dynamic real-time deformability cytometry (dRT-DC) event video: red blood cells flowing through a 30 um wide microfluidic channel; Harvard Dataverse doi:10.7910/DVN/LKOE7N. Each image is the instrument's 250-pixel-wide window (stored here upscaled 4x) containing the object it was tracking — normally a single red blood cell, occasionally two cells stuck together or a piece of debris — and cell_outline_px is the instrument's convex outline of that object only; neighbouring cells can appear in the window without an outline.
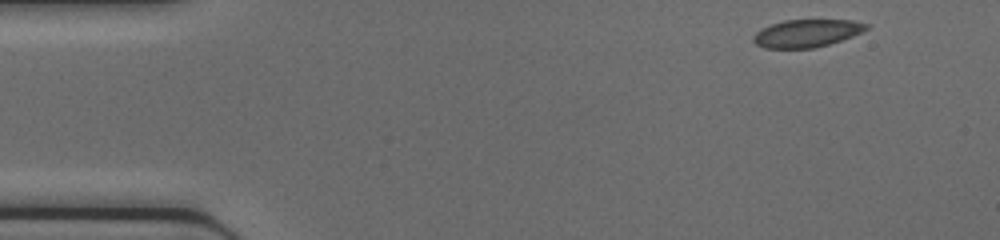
{"species": "common noctule bat (a hibernating species)", "species_latin": "Nyctalus noctula", "temperature_condition": "cold", "stored_images_in_passage": 42, "camera_frame_rate_fps": 3000, "um_per_image_px": 0.085, "animal": {"sex": "female", "body_mass_g": 17.0, "forearm_length_mm": 48.0}, "frame": {"image": 1, "passage_image": 1, "time_ms": 0.0, "image_size_px": [1000, 240], "cell_outline_px": [[868, 28], [852, 36], [828, 44], [812, 48], [764, 48], [756, 44], [752, 40], [752, 36], [760, 28], [784, 20], [852, 20], [868, 24]], "centroid_in_image_um": [68.52, 2.82], "position_along_channel_um": 16.5, "area_um2": 18.09}}
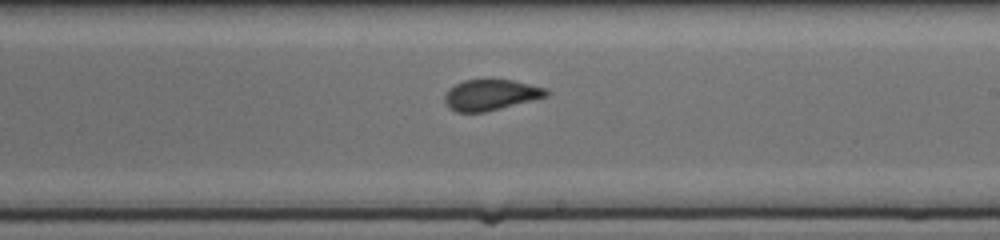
{"frame": {"image": 2, "passage_image": 23, "time_ms": 7.333, "image_size_px": [1000, 240], "cell_outline_px": [[548, 96], [484, 112], [456, 112], [448, 108], [444, 100], [444, 96], [448, 88], [464, 80], [512, 80], [544, 88], [548, 92]], "centroid_in_image_um": [41.65, 8.07], "position_along_channel_um": 247.4, "area_um2": 17.98}}
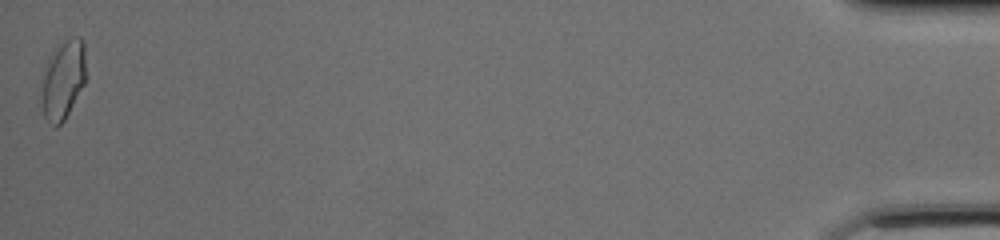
{"frame": {"image": 3, "passage_image": 42, "time_ms": 13.667, "image_size_px": [1000, 240], "cell_outline_px": [[84, 84], [64, 120], [56, 128], [44, 116], [40, 104], [44, 68], [52, 52], [72, 36], [80, 36], [84, 44]], "centroid_in_image_um": [5.33, 6.8], "position_along_channel_um": 429.9, "area_um2": 20.11}}